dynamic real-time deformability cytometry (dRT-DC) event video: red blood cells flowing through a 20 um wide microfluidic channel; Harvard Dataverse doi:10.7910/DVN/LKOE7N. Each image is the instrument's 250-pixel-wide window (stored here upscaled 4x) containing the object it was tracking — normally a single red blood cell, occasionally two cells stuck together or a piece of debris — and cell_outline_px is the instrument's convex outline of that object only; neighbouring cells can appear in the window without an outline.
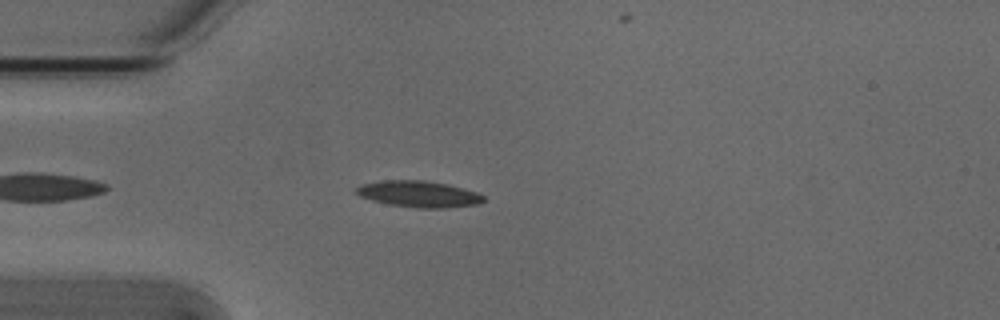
{"species": "Egyptian fruit bat (a non-hibernating species)", "species_latin": "Rousettus aegyptiacus", "temperature_condition": "cold", "stored_images_in_passage": 6, "camera_frame_rate_fps": 3000, "um_per_image_px": 0.085, "animal": {"sex": "male"}, "frame": {"image": 1, "passage_image": 4, "time_ms": 1.0, "image_size_px": [1000, 320], "cell_outline_px": [[484, 200], [476, 204], [444, 208], [420, 208], [388, 204], [372, 200], [360, 196], [356, 192], [356, 188], [360, 184], [380, 180], [424, 180], [448, 184], [476, 192], [484, 196]], "centroid_in_image_um": [35.56, 16.48], "position_along_channel_um": 49.4, "area_um2": 19.42}}